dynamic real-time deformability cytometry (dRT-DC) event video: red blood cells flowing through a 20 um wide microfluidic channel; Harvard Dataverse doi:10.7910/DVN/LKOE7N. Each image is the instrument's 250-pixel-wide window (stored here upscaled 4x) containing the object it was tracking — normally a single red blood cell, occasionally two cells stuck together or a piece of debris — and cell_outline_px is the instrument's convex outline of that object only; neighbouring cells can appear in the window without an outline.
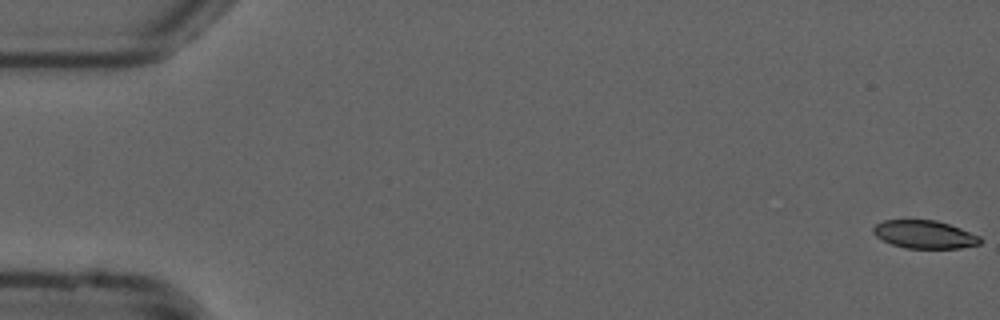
{"species": "common noctule bat (a hibernating species)", "species_latin": "Nyctalus noctula", "temperature_condition": "cold", "stored_images_in_passage": 54, "camera_frame_rate_fps": 3000, "um_per_image_px": 0.085, "animal": {"sex": "male", "forearm_length_mm": 52.5}, "frame": {"image": 1, "passage_image": 1, "time_ms": 0.0, "image_size_px": [1000, 320], "cell_outline_px": [[984, 240], [980, 244], [960, 248], [904, 248], [892, 244], [876, 236], [872, 232], [872, 228], [876, 224], [884, 220], [936, 220], [960, 228], [980, 236]], "centroid_in_image_um": [78.6, 19.93], "position_along_channel_um": 6.4, "area_um2": 17.46}}
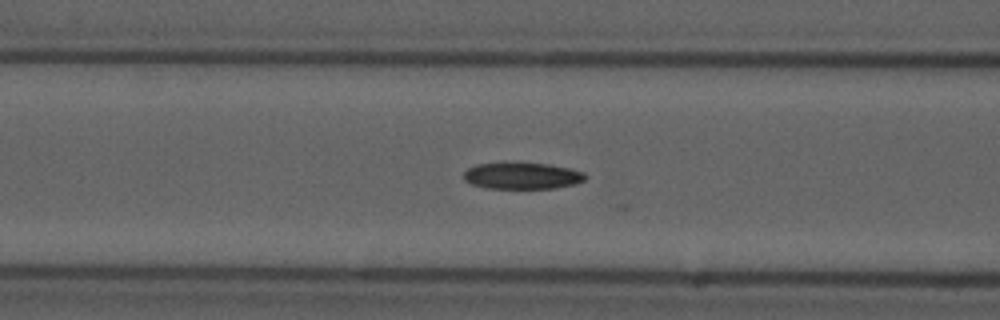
{"frame": {"image": 2, "passage_image": 22, "time_ms": 7.0, "image_size_px": [1000, 320], "cell_outline_px": [[588, 176], [584, 180], [576, 184], [556, 188], [488, 188], [472, 184], [464, 180], [464, 172], [468, 168], [476, 164], [500, 160], [504, 160], [548, 164], [568, 168], [584, 172]], "centroid_in_image_um": [44.35, 14.9], "position_along_channel_um": 122.2, "area_um2": 19.54}}
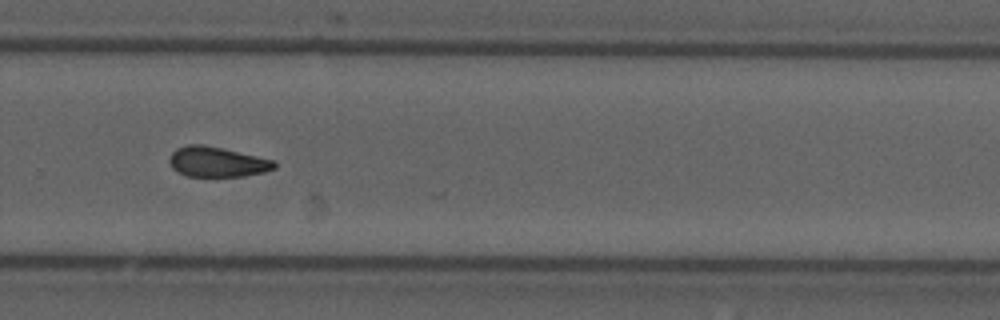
{"frame": {"image": 3, "passage_image": 37, "time_ms": 12.0, "image_size_px": [1000, 320], "cell_outline_px": [[276, 168], [264, 172], [244, 176], [188, 176], [176, 172], [172, 168], [168, 160], [172, 152], [176, 148], [188, 144], [200, 144], [224, 148], [276, 160]], "centroid_in_image_um": [18.46, 13.75], "position_along_channel_um": 311.3, "area_um2": 18.67}, "authors_computed_cell_mechanics": {"area_um2": 18.8428, "velocity_mm_per_s": 3.7875, "shape_relaxation_time_tau1_ms": null, "shape_relaxation_time_tau2_ms": 8.4738, "deformation_change_tau1": null, "deformation_change_tau2": 0.1641}}